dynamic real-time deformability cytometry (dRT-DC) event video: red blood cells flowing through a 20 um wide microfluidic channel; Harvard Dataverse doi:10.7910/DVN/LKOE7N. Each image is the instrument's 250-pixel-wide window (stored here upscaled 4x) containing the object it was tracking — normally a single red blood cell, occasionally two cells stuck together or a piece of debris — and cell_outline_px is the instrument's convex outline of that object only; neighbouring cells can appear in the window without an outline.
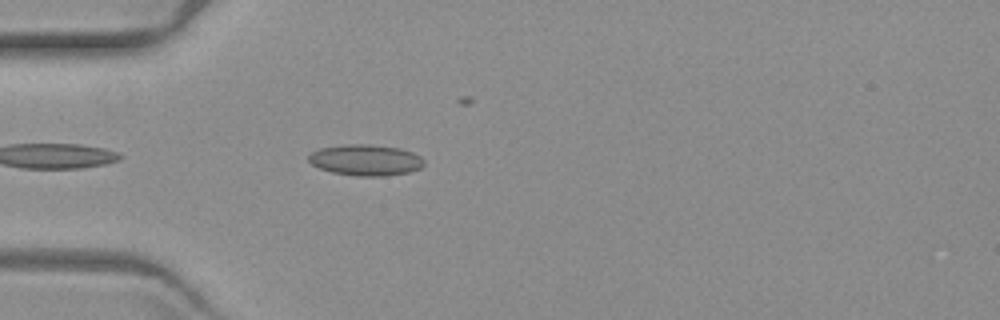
{"species": "common noctule bat (a hibernating species)", "species_latin": "Nyctalus noctula", "temperature_condition": "warm", "stored_images_in_passage": 4, "camera_frame_rate_fps": 3000, "um_per_image_px": 0.085, "animal": {"sex": "female", "body_mass_g": 19.3, "forearm_length_mm": 54.1}, "frame": {"image": 1, "passage_image": 1, "time_ms": 0.0, "image_size_px": [1000, 320], "cell_outline_px": [[424, 164], [420, 168], [408, 172], [384, 176], [356, 176], [332, 172], [320, 168], [312, 164], [308, 160], [308, 156], [312, 152], [320, 148], [344, 144], [368, 144], [400, 148], [412, 152], [420, 156], [424, 160]], "centroid_in_image_um": [31.08, 13.6], "position_along_channel_um": 53.9, "area_um2": 20.87}}